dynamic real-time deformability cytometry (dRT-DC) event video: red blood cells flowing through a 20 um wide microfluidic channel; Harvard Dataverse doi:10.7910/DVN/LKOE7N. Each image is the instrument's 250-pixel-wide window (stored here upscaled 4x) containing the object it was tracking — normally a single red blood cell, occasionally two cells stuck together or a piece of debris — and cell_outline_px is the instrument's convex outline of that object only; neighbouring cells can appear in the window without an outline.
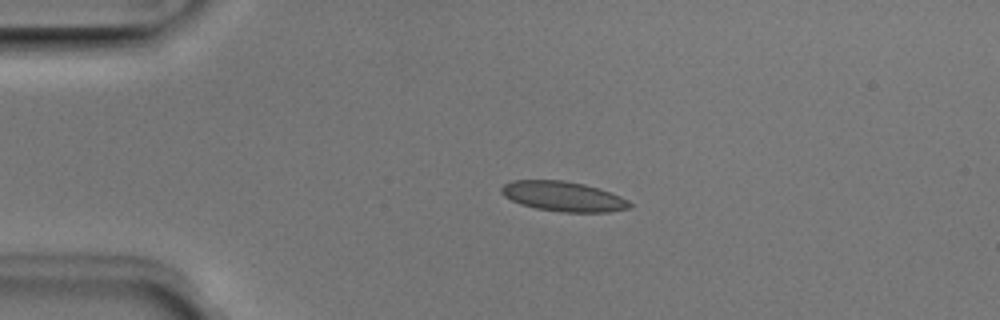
{"species": "Egyptian fruit bat (a non-hibernating species)", "species_latin": "Rousettus aegyptiacus", "temperature_condition": "room temperature", "stored_images_in_passage": 2, "camera_frame_rate_fps": 3000, "um_per_image_px": 0.085, "animal": {"sex": "male"}, "frame": {"image": 1, "passage_image": 1, "time_ms": 0.0, "image_size_px": [1000, 320], "cell_outline_px": [[632, 204], [628, 208], [608, 212], [560, 212], [536, 208], [520, 204], [504, 196], [500, 192], [500, 188], [504, 184], [512, 180], [564, 180], [584, 184], [600, 188], [620, 196], [628, 200]], "centroid_in_image_um": [47.86, 16.69], "position_along_channel_um": 37.1, "area_um2": 22.43}}